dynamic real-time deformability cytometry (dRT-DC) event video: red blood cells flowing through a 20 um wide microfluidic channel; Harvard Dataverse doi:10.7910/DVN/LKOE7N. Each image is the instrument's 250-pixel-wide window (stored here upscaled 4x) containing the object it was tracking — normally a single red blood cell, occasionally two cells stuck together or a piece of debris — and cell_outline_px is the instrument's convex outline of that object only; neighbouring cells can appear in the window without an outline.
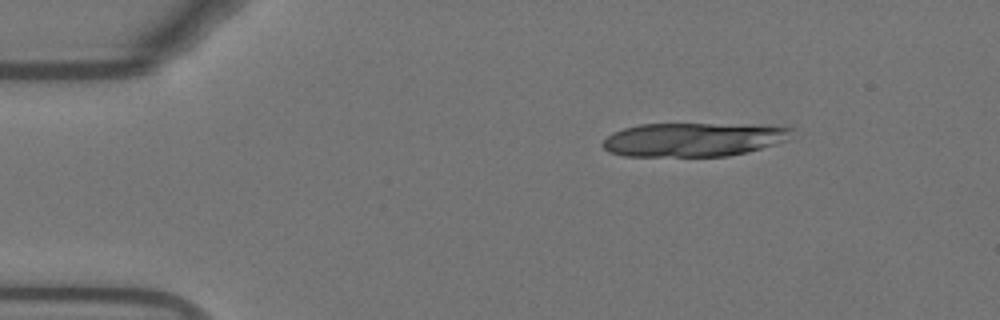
{"species": "Egyptian fruit bat (a non-hibernating species)", "species_latin": "Rousettus aegyptiacus", "temperature_condition": "warm", "stored_images_in_passage": 11, "camera_frame_rate_fps": 3000, "um_per_image_px": 0.085, "animal": {"sex": "female"}, "frame": {"image": 1, "passage_image": 1, "time_ms": 0.0, "image_size_px": [1000, 320], "cell_outline_px": [[784, 128], [756, 148], [744, 152], [720, 156], [632, 156], [612, 152], [604, 148], [604, 140], [616, 132], [628, 128], [648, 124], [700, 124]], "centroid_in_image_um": [58.45, 11.89], "position_along_channel_um": 26.5, "area_um2": 33.41}}